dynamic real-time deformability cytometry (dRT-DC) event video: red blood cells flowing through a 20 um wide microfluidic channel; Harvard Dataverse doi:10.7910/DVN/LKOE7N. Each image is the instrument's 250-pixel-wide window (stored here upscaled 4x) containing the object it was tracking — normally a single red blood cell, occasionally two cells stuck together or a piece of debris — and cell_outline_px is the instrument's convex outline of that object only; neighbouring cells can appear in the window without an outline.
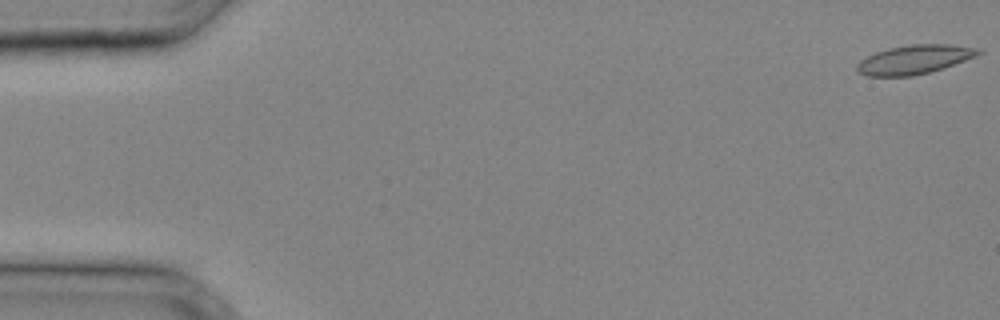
{"species": "common noctule bat (a hibernating species)", "species_latin": "Nyctalus noctula", "temperature_condition": "cold", "stored_images_in_passage": 32, "camera_frame_rate_fps": 3000, "um_per_image_px": 0.085, "animal": {"sex": "male", "body_mass_g": 20.4}, "frame": {"image": 1, "passage_image": 1, "time_ms": 0.0, "image_size_px": [1000, 320], "cell_outline_px": [[984, 52], [976, 56], [928, 72], [912, 76], [868, 76], [860, 72], [856, 68], [856, 64], [860, 60], [876, 52], [888, 48], [912, 44], [948, 44], [980, 48]], "centroid_in_image_um": [77.72, 5.04], "position_along_channel_um": 7.3, "area_um2": 20.23}}
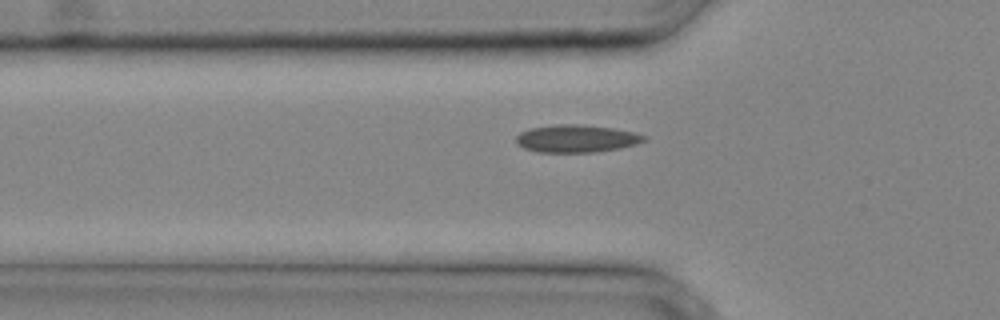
{"frame": {"image": 2, "passage_image": 12, "time_ms": 3.667, "image_size_px": [1000, 320], "cell_outline_px": [[648, 140], [636, 144], [620, 148], [596, 152], [536, 152], [524, 148], [516, 144], [516, 136], [520, 132], [532, 128], [556, 124], [580, 124], [612, 128], [636, 132], [648, 136]], "centroid_in_image_um": [49.03, 11.78], "position_along_channel_um": 76.8, "area_um2": 20.75}}
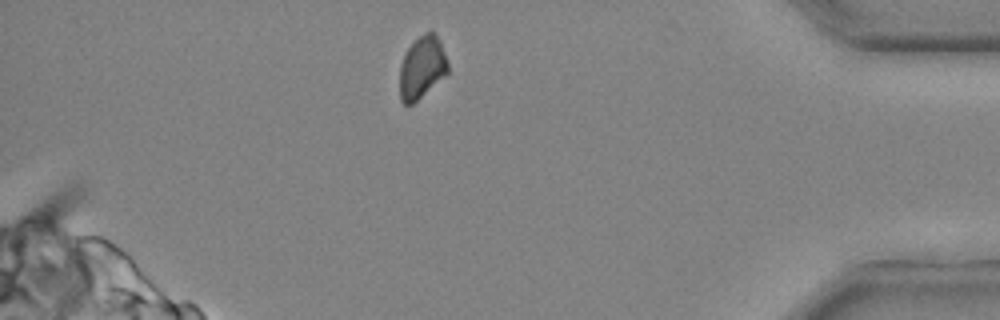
{"frame": {"image": 3, "passage_image": 31, "time_ms": 10.0, "image_size_px": [1000, 320], "cell_outline_px": [[448, 76], [412, 104], [404, 104], [400, 100], [400, 64], [408, 48], [424, 32], [432, 32], [440, 40], [448, 64]], "centroid_in_image_um": [35.89, 5.77], "position_along_channel_um": 399.3, "area_um2": 17.57}}